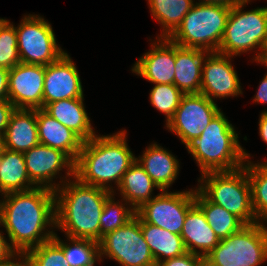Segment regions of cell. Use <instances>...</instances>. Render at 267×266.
I'll return each mask as SVG.
<instances>
[{
  "mask_svg": "<svg viewBox=\"0 0 267 266\" xmlns=\"http://www.w3.org/2000/svg\"><path fill=\"white\" fill-rule=\"evenodd\" d=\"M6 150V145H5V138L4 135H0V157Z\"/></svg>",
  "mask_w": 267,
  "mask_h": 266,
  "instance_id": "obj_43",
  "label": "cell"
},
{
  "mask_svg": "<svg viewBox=\"0 0 267 266\" xmlns=\"http://www.w3.org/2000/svg\"><path fill=\"white\" fill-rule=\"evenodd\" d=\"M98 243L100 262L105 257L120 266H157L136 214L124 226L102 236Z\"/></svg>",
  "mask_w": 267,
  "mask_h": 266,
  "instance_id": "obj_9",
  "label": "cell"
},
{
  "mask_svg": "<svg viewBox=\"0 0 267 266\" xmlns=\"http://www.w3.org/2000/svg\"><path fill=\"white\" fill-rule=\"evenodd\" d=\"M155 38L150 40L151 49L137 59L131 71L153 84H174L175 43L169 38Z\"/></svg>",
  "mask_w": 267,
  "mask_h": 266,
  "instance_id": "obj_17",
  "label": "cell"
},
{
  "mask_svg": "<svg viewBox=\"0 0 267 266\" xmlns=\"http://www.w3.org/2000/svg\"><path fill=\"white\" fill-rule=\"evenodd\" d=\"M6 20V18H0V25Z\"/></svg>",
  "mask_w": 267,
  "mask_h": 266,
  "instance_id": "obj_44",
  "label": "cell"
},
{
  "mask_svg": "<svg viewBox=\"0 0 267 266\" xmlns=\"http://www.w3.org/2000/svg\"><path fill=\"white\" fill-rule=\"evenodd\" d=\"M258 128H259V135L262 139L267 144V110L264 109L262 113L259 116V122H258Z\"/></svg>",
  "mask_w": 267,
  "mask_h": 266,
  "instance_id": "obj_40",
  "label": "cell"
},
{
  "mask_svg": "<svg viewBox=\"0 0 267 266\" xmlns=\"http://www.w3.org/2000/svg\"><path fill=\"white\" fill-rule=\"evenodd\" d=\"M125 130L111 135L97 134L85 141L74 164V177L84 184L115 192L123 174L136 161Z\"/></svg>",
  "mask_w": 267,
  "mask_h": 266,
  "instance_id": "obj_2",
  "label": "cell"
},
{
  "mask_svg": "<svg viewBox=\"0 0 267 266\" xmlns=\"http://www.w3.org/2000/svg\"><path fill=\"white\" fill-rule=\"evenodd\" d=\"M27 252L32 266H69L65 262L63 249L53 239Z\"/></svg>",
  "mask_w": 267,
  "mask_h": 266,
  "instance_id": "obj_34",
  "label": "cell"
},
{
  "mask_svg": "<svg viewBox=\"0 0 267 266\" xmlns=\"http://www.w3.org/2000/svg\"><path fill=\"white\" fill-rule=\"evenodd\" d=\"M141 231L156 264L187 252L182 237L141 220Z\"/></svg>",
  "mask_w": 267,
  "mask_h": 266,
  "instance_id": "obj_26",
  "label": "cell"
},
{
  "mask_svg": "<svg viewBox=\"0 0 267 266\" xmlns=\"http://www.w3.org/2000/svg\"><path fill=\"white\" fill-rule=\"evenodd\" d=\"M239 134L222 110L186 149L200 173L233 171L251 157L239 142Z\"/></svg>",
  "mask_w": 267,
  "mask_h": 266,
  "instance_id": "obj_4",
  "label": "cell"
},
{
  "mask_svg": "<svg viewBox=\"0 0 267 266\" xmlns=\"http://www.w3.org/2000/svg\"><path fill=\"white\" fill-rule=\"evenodd\" d=\"M43 110L52 118L75 132L84 142L96 136L85 110L84 98L64 99L47 104Z\"/></svg>",
  "mask_w": 267,
  "mask_h": 266,
  "instance_id": "obj_22",
  "label": "cell"
},
{
  "mask_svg": "<svg viewBox=\"0 0 267 266\" xmlns=\"http://www.w3.org/2000/svg\"><path fill=\"white\" fill-rule=\"evenodd\" d=\"M201 175L197 188L211 202L225 208L245 225L260 222L252 207L251 185L246 163L233 171L207 172Z\"/></svg>",
  "mask_w": 267,
  "mask_h": 266,
  "instance_id": "obj_6",
  "label": "cell"
},
{
  "mask_svg": "<svg viewBox=\"0 0 267 266\" xmlns=\"http://www.w3.org/2000/svg\"><path fill=\"white\" fill-rule=\"evenodd\" d=\"M0 266H32V262L27 251L14 250L0 260Z\"/></svg>",
  "mask_w": 267,
  "mask_h": 266,
  "instance_id": "obj_36",
  "label": "cell"
},
{
  "mask_svg": "<svg viewBox=\"0 0 267 266\" xmlns=\"http://www.w3.org/2000/svg\"><path fill=\"white\" fill-rule=\"evenodd\" d=\"M195 204L202 210L219 240L227 238L245 226L238 217L211 202L197 187H195Z\"/></svg>",
  "mask_w": 267,
  "mask_h": 266,
  "instance_id": "obj_28",
  "label": "cell"
},
{
  "mask_svg": "<svg viewBox=\"0 0 267 266\" xmlns=\"http://www.w3.org/2000/svg\"><path fill=\"white\" fill-rule=\"evenodd\" d=\"M160 191L143 203L136 215L145 223L156 225L174 234H181L188 210L195 204V189Z\"/></svg>",
  "mask_w": 267,
  "mask_h": 266,
  "instance_id": "obj_11",
  "label": "cell"
},
{
  "mask_svg": "<svg viewBox=\"0 0 267 266\" xmlns=\"http://www.w3.org/2000/svg\"><path fill=\"white\" fill-rule=\"evenodd\" d=\"M15 29L21 63L46 66L66 52L57 44L51 23L39 14H25Z\"/></svg>",
  "mask_w": 267,
  "mask_h": 266,
  "instance_id": "obj_10",
  "label": "cell"
},
{
  "mask_svg": "<svg viewBox=\"0 0 267 266\" xmlns=\"http://www.w3.org/2000/svg\"><path fill=\"white\" fill-rule=\"evenodd\" d=\"M136 160L162 191L168 190L178 178L177 157L156 142L150 143Z\"/></svg>",
  "mask_w": 267,
  "mask_h": 266,
  "instance_id": "obj_18",
  "label": "cell"
},
{
  "mask_svg": "<svg viewBox=\"0 0 267 266\" xmlns=\"http://www.w3.org/2000/svg\"><path fill=\"white\" fill-rule=\"evenodd\" d=\"M113 192L105 201L100 217V240L106 233L124 226L136 214V211L124 200L116 201Z\"/></svg>",
  "mask_w": 267,
  "mask_h": 266,
  "instance_id": "obj_31",
  "label": "cell"
},
{
  "mask_svg": "<svg viewBox=\"0 0 267 266\" xmlns=\"http://www.w3.org/2000/svg\"><path fill=\"white\" fill-rule=\"evenodd\" d=\"M246 160L247 176L251 185L252 207L256 218L263 222L267 218V160Z\"/></svg>",
  "mask_w": 267,
  "mask_h": 266,
  "instance_id": "obj_30",
  "label": "cell"
},
{
  "mask_svg": "<svg viewBox=\"0 0 267 266\" xmlns=\"http://www.w3.org/2000/svg\"><path fill=\"white\" fill-rule=\"evenodd\" d=\"M157 266H206L205 257L186 252L180 256L163 260Z\"/></svg>",
  "mask_w": 267,
  "mask_h": 266,
  "instance_id": "obj_35",
  "label": "cell"
},
{
  "mask_svg": "<svg viewBox=\"0 0 267 266\" xmlns=\"http://www.w3.org/2000/svg\"><path fill=\"white\" fill-rule=\"evenodd\" d=\"M23 155L29 179L36 187H45L55 191L74 177L75 162L59 149L39 143ZM63 170L65 175L62 177ZM55 178H60L59 182L56 183Z\"/></svg>",
  "mask_w": 267,
  "mask_h": 266,
  "instance_id": "obj_13",
  "label": "cell"
},
{
  "mask_svg": "<svg viewBox=\"0 0 267 266\" xmlns=\"http://www.w3.org/2000/svg\"><path fill=\"white\" fill-rule=\"evenodd\" d=\"M0 224L13 250L29 251L53 239L55 192L45 187L1 195Z\"/></svg>",
  "mask_w": 267,
  "mask_h": 266,
  "instance_id": "obj_1",
  "label": "cell"
},
{
  "mask_svg": "<svg viewBox=\"0 0 267 266\" xmlns=\"http://www.w3.org/2000/svg\"><path fill=\"white\" fill-rule=\"evenodd\" d=\"M0 227H2L1 224ZM3 234L5 233H3L2 230H0V260L7 257L11 252L14 251L11 248L9 241L7 240L8 238H6L5 235Z\"/></svg>",
  "mask_w": 267,
  "mask_h": 266,
  "instance_id": "obj_41",
  "label": "cell"
},
{
  "mask_svg": "<svg viewBox=\"0 0 267 266\" xmlns=\"http://www.w3.org/2000/svg\"><path fill=\"white\" fill-rule=\"evenodd\" d=\"M251 1L242 0L231 8L217 52L232 57L255 52L252 60L262 65L266 62L267 7L244 10Z\"/></svg>",
  "mask_w": 267,
  "mask_h": 266,
  "instance_id": "obj_5",
  "label": "cell"
},
{
  "mask_svg": "<svg viewBox=\"0 0 267 266\" xmlns=\"http://www.w3.org/2000/svg\"><path fill=\"white\" fill-rule=\"evenodd\" d=\"M83 91L78 68L67 52L45 66L43 108L51 102L84 98Z\"/></svg>",
  "mask_w": 267,
  "mask_h": 266,
  "instance_id": "obj_16",
  "label": "cell"
},
{
  "mask_svg": "<svg viewBox=\"0 0 267 266\" xmlns=\"http://www.w3.org/2000/svg\"><path fill=\"white\" fill-rule=\"evenodd\" d=\"M267 68V62L262 63ZM253 102L257 104H267V72L259 83Z\"/></svg>",
  "mask_w": 267,
  "mask_h": 266,
  "instance_id": "obj_38",
  "label": "cell"
},
{
  "mask_svg": "<svg viewBox=\"0 0 267 266\" xmlns=\"http://www.w3.org/2000/svg\"><path fill=\"white\" fill-rule=\"evenodd\" d=\"M162 191L144 168L136 160L131 167L123 174L118 190L122 199H124L135 211L145 202L150 201L156 195L155 189Z\"/></svg>",
  "mask_w": 267,
  "mask_h": 266,
  "instance_id": "obj_24",
  "label": "cell"
},
{
  "mask_svg": "<svg viewBox=\"0 0 267 266\" xmlns=\"http://www.w3.org/2000/svg\"><path fill=\"white\" fill-rule=\"evenodd\" d=\"M206 266H261L267 261V228L263 222L243 226L205 257Z\"/></svg>",
  "mask_w": 267,
  "mask_h": 266,
  "instance_id": "obj_8",
  "label": "cell"
},
{
  "mask_svg": "<svg viewBox=\"0 0 267 266\" xmlns=\"http://www.w3.org/2000/svg\"><path fill=\"white\" fill-rule=\"evenodd\" d=\"M183 95L174 84H154L149 100L156 110L165 114L167 124L179 107Z\"/></svg>",
  "mask_w": 267,
  "mask_h": 266,
  "instance_id": "obj_32",
  "label": "cell"
},
{
  "mask_svg": "<svg viewBox=\"0 0 267 266\" xmlns=\"http://www.w3.org/2000/svg\"><path fill=\"white\" fill-rule=\"evenodd\" d=\"M55 233L53 240L63 249L65 262L69 266H95L99 261V243L90 239L71 238L65 236L61 240Z\"/></svg>",
  "mask_w": 267,
  "mask_h": 266,
  "instance_id": "obj_29",
  "label": "cell"
},
{
  "mask_svg": "<svg viewBox=\"0 0 267 266\" xmlns=\"http://www.w3.org/2000/svg\"><path fill=\"white\" fill-rule=\"evenodd\" d=\"M14 110L15 107L9 100H0V135H4Z\"/></svg>",
  "mask_w": 267,
  "mask_h": 266,
  "instance_id": "obj_37",
  "label": "cell"
},
{
  "mask_svg": "<svg viewBox=\"0 0 267 266\" xmlns=\"http://www.w3.org/2000/svg\"><path fill=\"white\" fill-rule=\"evenodd\" d=\"M6 149L24 153L39 144L36 109H17L4 133Z\"/></svg>",
  "mask_w": 267,
  "mask_h": 266,
  "instance_id": "obj_23",
  "label": "cell"
},
{
  "mask_svg": "<svg viewBox=\"0 0 267 266\" xmlns=\"http://www.w3.org/2000/svg\"><path fill=\"white\" fill-rule=\"evenodd\" d=\"M56 231L71 238L100 241V217L106 199L113 193L87 185L76 177L55 191Z\"/></svg>",
  "mask_w": 267,
  "mask_h": 266,
  "instance_id": "obj_3",
  "label": "cell"
},
{
  "mask_svg": "<svg viewBox=\"0 0 267 266\" xmlns=\"http://www.w3.org/2000/svg\"><path fill=\"white\" fill-rule=\"evenodd\" d=\"M221 111L218 105L201 93L184 94L166 129L178 136L185 148L198 138Z\"/></svg>",
  "mask_w": 267,
  "mask_h": 266,
  "instance_id": "obj_12",
  "label": "cell"
},
{
  "mask_svg": "<svg viewBox=\"0 0 267 266\" xmlns=\"http://www.w3.org/2000/svg\"><path fill=\"white\" fill-rule=\"evenodd\" d=\"M20 62L15 24L6 19L0 25V67L10 70Z\"/></svg>",
  "mask_w": 267,
  "mask_h": 266,
  "instance_id": "obj_33",
  "label": "cell"
},
{
  "mask_svg": "<svg viewBox=\"0 0 267 266\" xmlns=\"http://www.w3.org/2000/svg\"><path fill=\"white\" fill-rule=\"evenodd\" d=\"M36 118L39 143L63 151L75 162L84 141L43 109H36Z\"/></svg>",
  "mask_w": 267,
  "mask_h": 266,
  "instance_id": "obj_19",
  "label": "cell"
},
{
  "mask_svg": "<svg viewBox=\"0 0 267 266\" xmlns=\"http://www.w3.org/2000/svg\"><path fill=\"white\" fill-rule=\"evenodd\" d=\"M266 62H267V45H266Z\"/></svg>",
  "mask_w": 267,
  "mask_h": 266,
  "instance_id": "obj_46",
  "label": "cell"
},
{
  "mask_svg": "<svg viewBox=\"0 0 267 266\" xmlns=\"http://www.w3.org/2000/svg\"><path fill=\"white\" fill-rule=\"evenodd\" d=\"M208 51L175 44L174 85L183 94H198L202 80L203 59Z\"/></svg>",
  "mask_w": 267,
  "mask_h": 266,
  "instance_id": "obj_21",
  "label": "cell"
},
{
  "mask_svg": "<svg viewBox=\"0 0 267 266\" xmlns=\"http://www.w3.org/2000/svg\"><path fill=\"white\" fill-rule=\"evenodd\" d=\"M230 11L224 5L196 1L169 39L181 47L217 52Z\"/></svg>",
  "mask_w": 267,
  "mask_h": 266,
  "instance_id": "obj_7",
  "label": "cell"
},
{
  "mask_svg": "<svg viewBox=\"0 0 267 266\" xmlns=\"http://www.w3.org/2000/svg\"><path fill=\"white\" fill-rule=\"evenodd\" d=\"M9 70L0 67V100H8Z\"/></svg>",
  "mask_w": 267,
  "mask_h": 266,
  "instance_id": "obj_39",
  "label": "cell"
},
{
  "mask_svg": "<svg viewBox=\"0 0 267 266\" xmlns=\"http://www.w3.org/2000/svg\"><path fill=\"white\" fill-rule=\"evenodd\" d=\"M45 66L19 63L9 70L8 100L17 109H43Z\"/></svg>",
  "mask_w": 267,
  "mask_h": 266,
  "instance_id": "obj_15",
  "label": "cell"
},
{
  "mask_svg": "<svg viewBox=\"0 0 267 266\" xmlns=\"http://www.w3.org/2000/svg\"><path fill=\"white\" fill-rule=\"evenodd\" d=\"M263 223L265 224V227L267 228V226H266L267 225L266 224L267 223V218L263 221Z\"/></svg>",
  "mask_w": 267,
  "mask_h": 266,
  "instance_id": "obj_45",
  "label": "cell"
},
{
  "mask_svg": "<svg viewBox=\"0 0 267 266\" xmlns=\"http://www.w3.org/2000/svg\"><path fill=\"white\" fill-rule=\"evenodd\" d=\"M197 3H204V4H220L227 7H234L239 4L242 0H198Z\"/></svg>",
  "mask_w": 267,
  "mask_h": 266,
  "instance_id": "obj_42",
  "label": "cell"
},
{
  "mask_svg": "<svg viewBox=\"0 0 267 266\" xmlns=\"http://www.w3.org/2000/svg\"><path fill=\"white\" fill-rule=\"evenodd\" d=\"M35 187L29 179L23 153L6 149L0 157V196Z\"/></svg>",
  "mask_w": 267,
  "mask_h": 266,
  "instance_id": "obj_25",
  "label": "cell"
},
{
  "mask_svg": "<svg viewBox=\"0 0 267 266\" xmlns=\"http://www.w3.org/2000/svg\"><path fill=\"white\" fill-rule=\"evenodd\" d=\"M180 236L188 252L203 257H206L220 241L196 204L188 210Z\"/></svg>",
  "mask_w": 267,
  "mask_h": 266,
  "instance_id": "obj_20",
  "label": "cell"
},
{
  "mask_svg": "<svg viewBox=\"0 0 267 266\" xmlns=\"http://www.w3.org/2000/svg\"><path fill=\"white\" fill-rule=\"evenodd\" d=\"M152 18L161 26L157 38H169L180 26L195 0H147Z\"/></svg>",
  "mask_w": 267,
  "mask_h": 266,
  "instance_id": "obj_27",
  "label": "cell"
},
{
  "mask_svg": "<svg viewBox=\"0 0 267 266\" xmlns=\"http://www.w3.org/2000/svg\"><path fill=\"white\" fill-rule=\"evenodd\" d=\"M232 56L208 52L203 59L200 93L211 101L219 98L238 97L243 94Z\"/></svg>",
  "mask_w": 267,
  "mask_h": 266,
  "instance_id": "obj_14",
  "label": "cell"
}]
</instances>
